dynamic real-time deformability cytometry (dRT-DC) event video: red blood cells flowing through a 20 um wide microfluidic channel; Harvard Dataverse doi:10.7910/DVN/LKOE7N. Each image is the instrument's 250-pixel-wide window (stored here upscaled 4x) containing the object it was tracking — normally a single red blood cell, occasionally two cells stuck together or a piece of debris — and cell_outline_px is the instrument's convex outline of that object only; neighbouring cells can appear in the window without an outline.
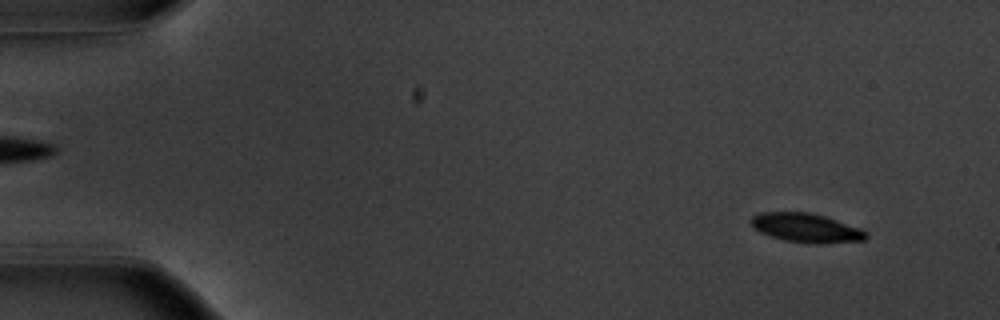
{"species": "common noctule bat (a hibernating species)", "species_latin": "Nyctalus noctula", "temperature_condition": "warm", "stored_images_in_passage": 53, "camera_frame_rate_fps": 3000, "um_per_image_px": 0.085, "animal": {"sex": "male", "body_mass_g": 20.1, "forearm_length_mm": 53.5}, "frame": {"image": 1, "passage_image": 4, "time_ms": 1.0, "image_size_px": [1000, 320], "cell_outline_px": [[868, 236], [864, 240], [816, 244], [784, 240], [760, 232], [748, 220], [752, 216], [760, 212], [808, 212], [824, 216], [860, 228], [868, 232]], "centroid_in_image_um": [68.52, 19.36], "position_along_channel_um": 16.5, "area_um2": 19.31}}
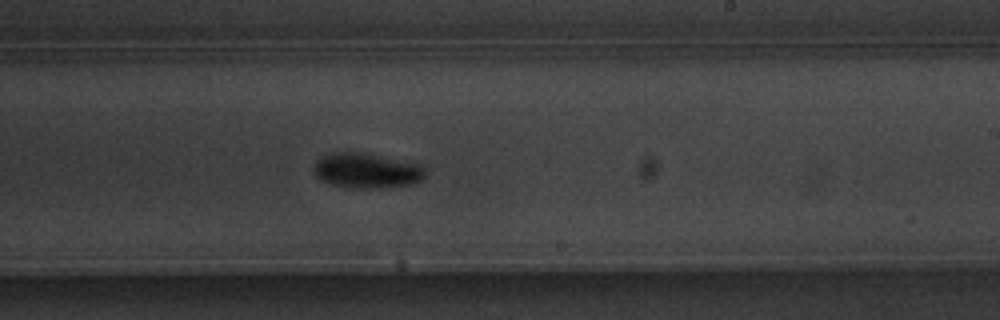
{"frame": {"image": 2, "passage_image": 32, "time_ms": 10.333, "image_size_px": [1000, 320], "cell_outline_px": [[424, 176], [420, 180], [412, 184], [364, 188], [352, 188], [332, 184], [316, 176], [312, 168], [316, 160], [320, 156], [332, 152], [364, 152], [420, 164], [424, 168]], "centroid_in_image_um": [31.11, 14.47], "position_along_channel_um": 257.9, "area_um2": 22.6}}
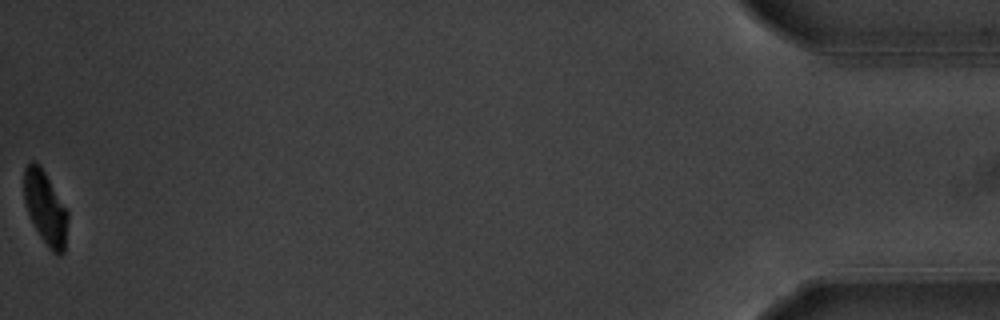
{"frame": {"image": 3, "passage_image": 53, "time_ms": 17.333, "image_size_px": [1000, 320], "cell_outline_px": [[68, 220], [64, 252], [60, 256], [52, 252], [48, 248], [40, 236], [28, 212], [24, 200], [24, 168], [32, 160], [40, 164], [68, 212]], "centroid_in_image_um": [3.86, 17.68], "position_along_channel_um": 431.3, "area_um2": 18.55}, "authors_computed_cell_mechanics": {"area_um2": 20.3456, "velocity_mm_per_s": 3.8005, "shape_relaxation_time_tau1_ms": 1.7606, "shape_relaxation_time_tau2_ms": null, "deformation_change_tau1": 0.1396, "deformation_change_tau2": null}}